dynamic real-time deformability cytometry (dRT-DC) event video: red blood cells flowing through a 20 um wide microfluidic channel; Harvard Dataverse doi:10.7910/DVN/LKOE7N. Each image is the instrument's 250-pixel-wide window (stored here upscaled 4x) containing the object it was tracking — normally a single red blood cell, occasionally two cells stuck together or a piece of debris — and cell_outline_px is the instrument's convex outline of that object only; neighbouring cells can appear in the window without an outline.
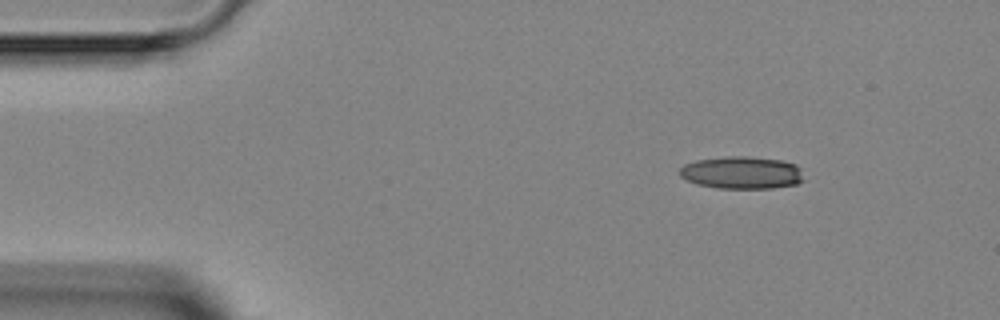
{"species": "Egyptian fruit bat (a non-hibernating species)", "species_latin": "Rousettus aegyptiacus", "temperature_condition": "room temperature", "stored_images_in_passage": 2, "camera_frame_rate_fps": 3000, "um_per_image_px": 0.085, "animal": {"sex": "female"}, "frame": {"image": 1, "passage_image": 1, "time_ms": 0.0, "image_size_px": [1000, 320], "cell_outline_px": [[804, 180], [796, 184], [772, 188], [716, 188], [696, 184], [680, 176], [680, 168], [684, 164], [696, 160], [728, 156], [748, 156], [780, 160], [796, 164], [800, 168]], "centroid_in_image_um": [63.05, 14.67], "position_along_channel_um": 21.9, "area_um2": 23.52}}